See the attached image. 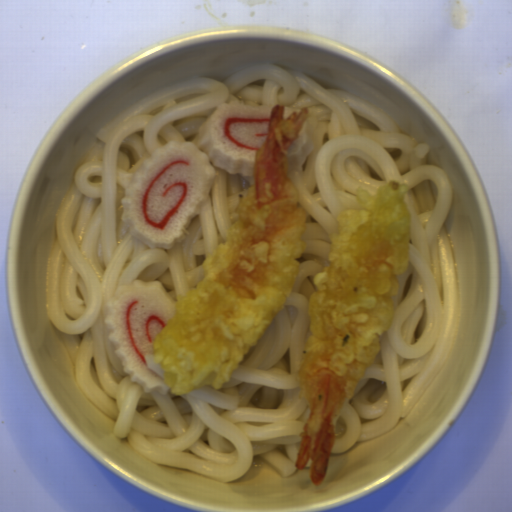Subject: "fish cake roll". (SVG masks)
I'll list each match as a JSON object with an SVG mask.
<instances>
[{"mask_svg":"<svg viewBox=\"0 0 512 512\" xmlns=\"http://www.w3.org/2000/svg\"><path fill=\"white\" fill-rule=\"evenodd\" d=\"M273 106L220 103L192 140H168L155 147L133 172L121 198V221L130 235L154 250H172L185 240L209 201L214 166L254 177L256 148L265 140Z\"/></svg>","mask_w":512,"mask_h":512,"instance_id":"fish-cake-roll-1","label":"fish cake roll"},{"mask_svg":"<svg viewBox=\"0 0 512 512\" xmlns=\"http://www.w3.org/2000/svg\"><path fill=\"white\" fill-rule=\"evenodd\" d=\"M176 300L161 281L134 280L116 288L106 301L103 318L109 342L130 381L143 392L166 395L171 390L164 382V371L154 362L153 339L173 315Z\"/></svg>","mask_w":512,"mask_h":512,"instance_id":"fish-cake-roll-2","label":"fish cake roll"}]
</instances>
